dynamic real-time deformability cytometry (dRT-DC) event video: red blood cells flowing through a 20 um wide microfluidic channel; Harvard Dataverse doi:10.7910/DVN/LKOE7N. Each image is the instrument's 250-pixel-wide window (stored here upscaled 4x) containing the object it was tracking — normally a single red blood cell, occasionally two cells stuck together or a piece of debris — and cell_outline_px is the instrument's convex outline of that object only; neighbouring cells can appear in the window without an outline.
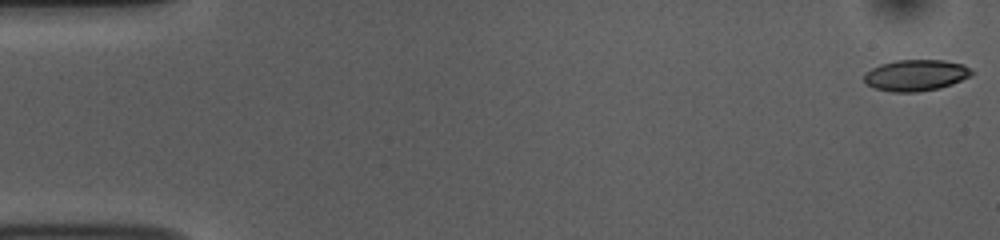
{"species": "common noctule bat (a hibernating species)", "species_latin": "Nyctalus noctula", "temperature_condition": "room temperature", "stored_images_in_passage": 54, "camera_frame_rate_fps": 3000, "um_per_image_px": 0.085, "animal": {"sex": "female", "body_mass_g": 10.0, "forearm_length_mm": 53.1}, "frame": {"image": 1, "passage_image": 1, "time_ms": 0.0, "image_size_px": [1000, 240], "cell_outline_px": [[972, 76], [952, 84], [940, 88], [916, 92], [892, 92], [872, 88], [864, 80], [864, 72], [880, 64], [896, 60], [944, 60], [964, 64], [972, 72]], "centroid_in_image_um": [77.83, 6.4], "position_along_channel_um": 7.2, "area_um2": 19.71}}
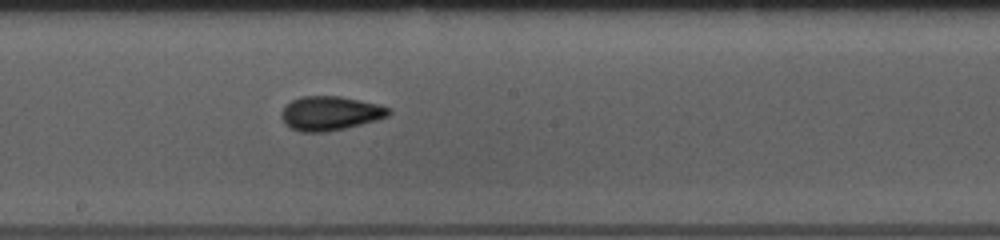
{"frame": {"image": 2, "passage_image": 29, "time_ms": 9.333, "image_size_px": [1000, 240], "cell_outline_px": [[392, 112], [388, 116], [376, 120], [328, 132], [300, 132], [288, 128], [284, 124], [280, 116], [280, 112], [292, 100], [300, 96], [340, 96], [376, 104], [392, 108]], "centroid_in_image_um": [28.02, 9.64], "position_along_channel_um": 220.2, "area_um2": 21.44}}
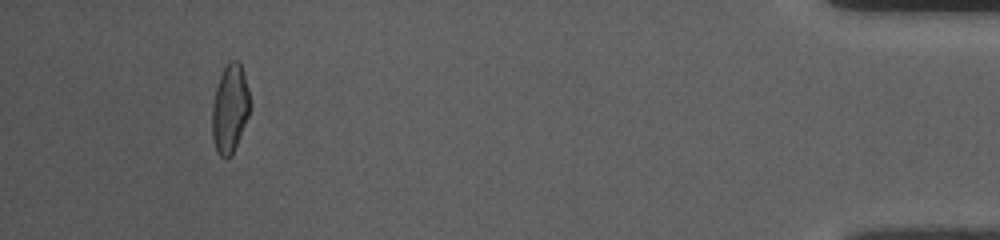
{"frame": {"image": 3, "passage_image": 50, "time_ms": 16.333, "image_size_px": [1000, 240], "cell_outline_px": [[252, 108], [232, 156], [220, 156], [216, 148], [212, 136], [212, 104], [216, 88], [220, 76], [224, 68], [232, 60], [236, 60], [240, 64], [248, 88], [252, 104]], "centroid_in_image_um": [19.56, 9.25], "position_along_channel_um": 415.6, "area_um2": 19.48}, "authors_computed_cell_mechanics": {"area_um2": 19.9699, "velocity_mm_per_s": 3.7563, "shape_relaxation_time_tau1_ms": 4.6912, "shape_relaxation_time_tau2_ms": 1.7659, "deformation_change_tau1": 0.1466, "deformation_change_tau2": 0.0748}}